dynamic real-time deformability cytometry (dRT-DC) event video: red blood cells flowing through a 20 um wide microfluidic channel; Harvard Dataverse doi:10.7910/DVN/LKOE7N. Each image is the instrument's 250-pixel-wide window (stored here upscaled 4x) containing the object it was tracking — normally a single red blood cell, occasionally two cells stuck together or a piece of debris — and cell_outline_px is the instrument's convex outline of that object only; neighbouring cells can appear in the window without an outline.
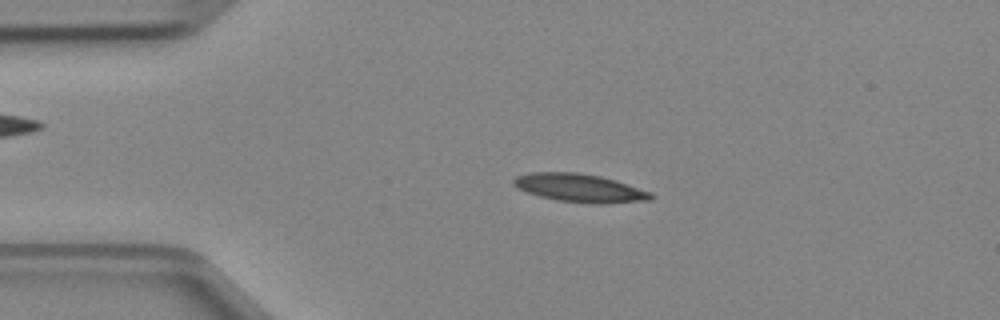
{"species": "Egyptian fruit bat (a non-hibernating species)", "species_latin": "Rousettus aegyptiacus", "temperature_condition": "cold", "stored_images_in_passage": 46, "camera_frame_rate_fps": 3000, "um_per_image_px": 0.085, "animal": {"sex": "female"}, "frame": {"image": 1, "passage_image": 9, "time_ms": 2.667, "image_size_px": [1000, 320], "cell_outline_px": [[656, 196], [652, 200], [604, 204], [592, 204], [556, 200], [540, 196], [528, 192], [512, 184], [512, 180], [516, 176], [532, 172], [576, 172], [600, 176], [616, 180], [652, 192]], "centroid_in_image_um": [49.34, 15.98], "position_along_channel_um": 35.7, "area_um2": 22.77}}
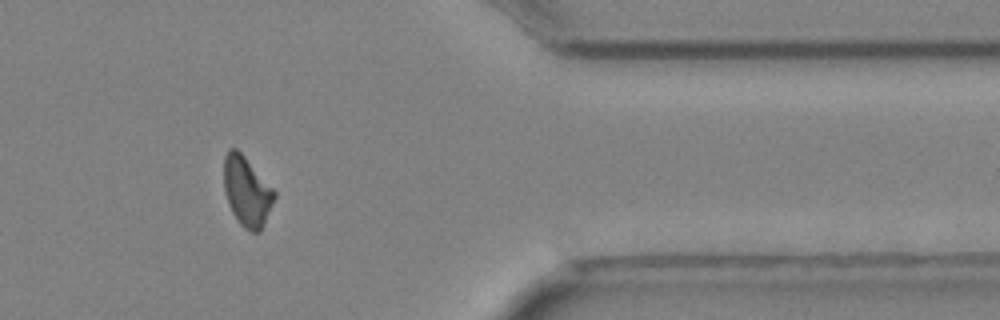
{"frame": {"image": 2, "passage_image": 38, "time_ms": 12.333, "image_size_px": [1000, 320], "cell_outline_px": [[276, 196], [260, 232], [252, 232], [244, 228], [236, 220], [232, 212], [224, 188], [224, 156], [228, 148], [236, 148], [244, 156], [276, 192]], "centroid_in_image_um": [20.97, 16.27], "position_along_channel_um": 390.4, "area_um2": 20.23}}
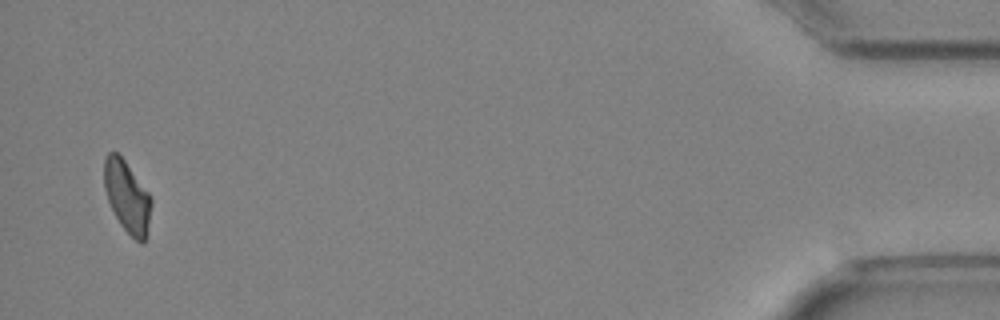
{"frame": {"image": 3, "passage_image": 45, "time_ms": 14.667, "image_size_px": [1000, 320], "cell_outline_px": [[152, 204], [148, 232], [144, 244], [140, 244], [120, 224], [108, 200], [104, 188], [104, 156], [108, 152], [116, 152], [124, 160], [152, 196]], "centroid_in_image_um": [10.83, 16.73], "position_along_channel_um": 424.4, "area_um2": 19.77}}